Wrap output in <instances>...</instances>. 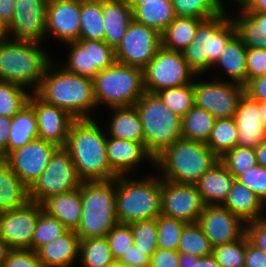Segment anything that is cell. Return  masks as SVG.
I'll use <instances>...</instances> for the list:
<instances>
[{
	"instance_id": "44dd1931",
	"label": "cell",
	"mask_w": 266,
	"mask_h": 267,
	"mask_svg": "<svg viewBox=\"0 0 266 267\" xmlns=\"http://www.w3.org/2000/svg\"><path fill=\"white\" fill-rule=\"evenodd\" d=\"M80 0H48L46 37L54 35L64 44L79 40Z\"/></svg>"
},
{
	"instance_id": "f546056e",
	"label": "cell",
	"mask_w": 266,
	"mask_h": 267,
	"mask_svg": "<svg viewBox=\"0 0 266 267\" xmlns=\"http://www.w3.org/2000/svg\"><path fill=\"white\" fill-rule=\"evenodd\" d=\"M109 137L140 142L144 145L143 126L135 105L113 107Z\"/></svg>"
},
{
	"instance_id": "4dcf8cb0",
	"label": "cell",
	"mask_w": 266,
	"mask_h": 267,
	"mask_svg": "<svg viewBox=\"0 0 266 267\" xmlns=\"http://www.w3.org/2000/svg\"><path fill=\"white\" fill-rule=\"evenodd\" d=\"M7 144V155L38 139V123L33 107L28 103L13 117Z\"/></svg>"
},
{
	"instance_id": "8fae6325",
	"label": "cell",
	"mask_w": 266,
	"mask_h": 267,
	"mask_svg": "<svg viewBox=\"0 0 266 267\" xmlns=\"http://www.w3.org/2000/svg\"><path fill=\"white\" fill-rule=\"evenodd\" d=\"M81 183L70 154L64 147H59L45 170L29 188V200L42 204L53 195L79 188Z\"/></svg>"
},
{
	"instance_id": "d4e9b609",
	"label": "cell",
	"mask_w": 266,
	"mask_h": 267,
	"mask_svg": "<svg viewBox=\"0 0 266 267\" xmlns=\"http://www.w3.org/2000/svg\"><path fill=\"white\" fill-rule=\"evenodd\" d=\"M234 181V176L219 160L195 185L205 205H223Z\"/></svg>"
},
{
	"instance_id": "2e32d148",
	"label": "cell",
	"mask_w": 266,
	"mask_h": 267,
	"mask_svg": "<svg viewBox=\"0 0 266 267\" xmlns=\"http://www.w3.org/2000/svg\"><path fill=\"white\" fill-rule=\"evenodd\" d=\"M43 206L29 201L25 206L0 212V237L10 249H30Z\"/></svg>"
},
{
	"instance_id": "4316f807",
	"label": "cell",
	"mask_w": 266,
	"mask_h": 267,
	"mask_svg": "<svg viewBox=\"0 0 266 267\" xmlns=\"http://www.w3.org/2000/svg\"><path fill=\"white\" fill-rule=\"evenodd\" d=\"M222 206L230 210L246 224L264 218L262 209L266 207V204L246 185L235 179Z\"/></svg>"
},
{
	"instance_id": "9a60e30c",
	"label": "cell",
	"mask_w": 266,
	"mask_h": 267,
	"mask_svg": "<svg viewBox=\"0 0 266 267\" xmlns=\"http://www.w3.org/2000/svg\"><path fill=\"white\" fill-rule=\"evenodd\" d=\"M66 44L71 49L67 64L62 67L71 73L93 79L116 61L114 48L105 41L79 39Z\"/></svg>"
},
{
	"instance_id": "4fadbf2b",
	"label": "cell",
	"mask_w": 266,
	"mask_h": 267,
	"mask_svg": "<svg viewBox=\"0 0 266 267\" xmlns=\"http://www.w3.org/2000/svg\"><path fill=\"white\" fill-rule=\"evenodd\" d=\"M195 106L207 110L216 119L233 118L245 86L231 81L194 82Z\"/></svg>"
},
{
	"instance_id": "11a10c76",
	"label": "cell",
	"mask_w": 266,
	"mask_h": 267,
	"mask_svg": "<svg viewBox=\"0 0 266 267\" xmlns=\"http://www.w3.org/2000/svg\"><path fill=\"white\" fill-rule=\"evenodd\" d=\"M149 267H179V252L158 248L150 258Z\"/></svg>"
},
{
	"instance_id": "e7e4bbea",
	"label": "cell",
	"mask_w": 266,
	"mask_h": 267,
	"mask_svg": "<svg viewBox=\"0 0 266 267\" xmlns=\"http://www.w3.org/2000/svg\"><path fill=\"white\" fill-rule=\"evenodd\" d=\"M179 267H197V256L179 253Z\"/></svg>"
},
{
	"instance_id": "5bb4252c",
	"label": "cell",
	"mask_w": 266,
	"mask_h": 267,
	"mask_svg": "<svg viewBox=\"0 0 266 267\" xmlns=\"http://www.w3.org/2000/svg\"><path fill=\"white\" fill-rule=\"evenodd\" d=\"M205 204L195 184L161 179V214L186 223H196Z\"/></svg>"
},
{
	"instance_id": "681fc988",
	"label": "cell",
	"mask_w": 266,
	"mask_h": 267,
	"mask_svg": "<svg viewBox=\"0 0 266 267\" xmlns=\"http://www.w3.org/2000/svg\"><path fill=\"white\" fill-rule=\"evenodd\" d=\"M230 18L235 25L236 32H252L266 36V12L240 11L237 18L232 16Z\"/></svg>"
},
{
	"instance_id": "7a4b0ae2",
	"label": "cell",
	"mask_w": 266,
	"mask_h": 267,
	"mask_svg": "<svg viewBox=\"0 0 266 267\" xmlns=\"http://www.w3.org/2000/svg\"><path fill=\"white\" fill-rule=\"evenodd\" d=\"M48 65L35 94L45 103L57 106L76 119H92L89 111L97 106L93 79Z\"/></svg>"
},
{
	"instance_id": "60d3db41",
	"label": "cell",
	"mask_w": 266,
	"mask_h": 267,
	"mask_svg": "<svg viewBox=\"0 0 266 267\" xmlns=\"http://www.w3.org/2000/svg\"><path fill=\"white\" fill-rule=\"evenodd\" d=\"M25 89L14 83L0 81V116L13 117L28 104L32 93Z\"/></svg>"
},
{
	"instance_id": "d590c367",
	"label": "cell",
	"mask_w": 266,
	"mask_h": 267,
	"mask_svg": "<svg viewBox=\"0 0 266 267\" xmlns=\"http://www.w3.org/2000/svg\"><path fill=\"white\" fill-rule=\"evenodd\" d=\"M102 0H80L79 39L104 41Z\"/></svg>"
},
{
	"instance_id": "1f68e13d",
	"label": "cell",
	"mask_w": 266,
	"mask_h": 267,
	"mask_svg": "<svg viewBox=\"0 0 266 267\" xmlns=\"http://www.w3.org/2000/svg\"><path fill=\"white\" fill-rule=\"evenodd\" d=\"M246 54L247 47L235 34L226 44L224 50L213 65H221L231 82L246 85ZM233 80V81H232Z\"/></svg>"
},
{
	"instance_id": "3957f363",
	"label": "cell",
	"mask_w": 266,
	"mask_h": 267,
	"mask_svg": "<svg viewBox=\"0 0 266 267\" xmlns=\"http://www.w3.org/2000/svg\"><path fill=\"white\" fill-rule=\"evenodd\" d=\"M219 160L206 143L180 138L155 157L154 164L163 172L161 179L195 184Z\"/></svg>"
},
{
	"instance_id": "11e5206c",
	"label": "cell",
	"mask_w": 266,
	"mask_h": 267,
	"mask_svg": "<svg viewBox=\"0 0 266 267\" xmlns=\"http://www.w3.org/2000/svg\"><path fill=\"white\" fill-rule=\"evenodd\" d=\"M0 30H7V27L0 20Z\"/></svg>"
},
{
	"instance_id": "c3c4849f",
	"label": "cell",
	"mask_w": 266,
	"mask_h": 267,
	"mask_svg": "<svg viewBox=\"0 0 266 267\" xmlns=\"http://www.w3.org/2000/svg\"><path fill=\"white\" fill-rule=\"evenodd\" d=\"M112 256L118 262L130 246L134 245L129 224L117 223L106 235Z\"/></svg>"
},
{
	"instance_id": "f35d334b",
	"label": "cell",
	"mask_w": 266,
	"mask_h": 267,
	"mask_svg": "<svg viewBox=\"0 0 266 267\" xmlns=\"http://www.w3.org/2000/svg\"><path fill=\"white\" fill-rule=\"evenodd\" d=\"M212 249L209 239L197 222L187 223L184 226L177 248L179 253L204 257L211 255Z\"/></svg>"
},
{
	"instance_id": "74e56055",
	"label": "cell",
	"mask_w": 266,
	"mask_h": 267,
	"mask_svg": "<svg viewBox=\"0 0 266 267\" xmlns=\"http://www.w3.org/2000/svg\"><path fill=\"white\" fill-rule=\"evenodd\" d=\"M238 129L234 118L216 119L206 145L220 159L237 146Z\"/></svg>"
},
{
	"instance_id": "f907efd6",
	"label": "cell",
	"mask_w": 266,
	"mask_h": 267,
	"mask_svg": "<svg viewBox=\"0 0 266 267\" xmlns=\"http://www.w3.org/2000/svg\"><path fill=\"white\" fill-rule=\"evenodd\" d=\"M246 185L254 194L260 197L266 204V168L256 165L236 178Z\"/></svg>"
},
{
	"instance_id": "f5cc1de1",
	"label": "cell",
	"mask_w": 266,
	"mask_h": 267,
	"mask_svg": "<svg viewBox=\"0 0 266 267\" xmlns=\"http://www.w3.org/2000/svg\"><path fill=\"white\" fill-rule=\"evenodd\" d=\"M2 267H43L37 252L30 249H11Z\"/></svg>"
},
{
	"instance_id": "ab89813d",
	"label": "cell",
	"mask_w": 266,
	"mask_h": 267,
	"mask_svg": "<svg viewBox=\"0 0 266 267\" xmlns=\"http://www.w3.org/2000/svg\"><path fill=\"white\" fill-rule=\"evenodd\" d=\"M176 16L207 19L224 10L220 0H171Z\"/></svg>"
},
{
	"instance_id": "a7ac6f4b",
	"label": "cell",
	"mask_w": 266,
	"mask_h": 267,
	"mask_svg": "<svg viewBox=\"0 0 266 267\" xmlns=\"http://www.w3.org/2000/svg\"><path fill=\"white\" fill-rule=\"evenodd\" d=\"M10 250H11L10 247L0 237V266H2L4 261L7 259Z\"/></svg>"
},
{
	"instance_id": "2644e50d",
	"label": "cell",
	"mask_w": 266,
	"mask_h": 267,
	"mask_svg": "<svg viewBox=\"0 0 266 267\" xmlns=\"http://www.w3.org/2000/svg\"><path fill=\"white\" fill-rule=\"evenodd\" d=\"M237 5H239V9L241 11H245L255 0H233ZM239 3V4H238Z\"/></svg>"
},
{
	"instance_id": "be15d7a7",
	"label": "cell",
	"mask_w": 266,
	"mask_h": 267,
	"mask_svg": "<svg viewBox=\"0 0 266 267\" xmlns=\"http://www.w3.org/2000/svg\"><path fill=\"white\" fill-rule=\"evenodd\" d=\"M255 152H256L257 165L266 168V140L261 142L255 148Z\"/></svg>"
},
{
	"instance_id": "34e18365",
	"label": "cell",
	"mask_w": 266,
	"mask_h": 267,
	"mask_svg": "<svg viewBox=\"0 0 266 267\" xmlns=\"http://www.w3.org/2000/svg\"><path fill=\"white\" fill-rule=\"evenodd\" d=\"M5 159H6V156H5L4 150L0 147V160H5Z\"/></svg>"
},
{
	"instance_id": "680465c9",
	"label": "cell",
	"mask_w": 266,
	"mask_h": 267,
	"mask_svg": "<svg viewBox=\"0 0 266 267\" xmlns=\"http://www.w3.org/2000/svg\"><path fill=\"white\" fill-rule=\"evenodd\" d=\"M245 93L258 102H266V74L250 80L245 85Z\"/></svg>"
},
{
	"instance_id": "30bf717a",
	"label": "cell",
	"mask_w": 266,
	"mask_h": 267,
	"mask_svg": "<svg viewBox=\"0 0 266 267\" xmlns=\"http://www.w3.org/2000/svg\"><path fill=\"white\" fill-rule=\"evenodd\" d=\"M196 72L187 64L182 52L160 47L143 69L144 88L150 93L193 83ZM193 79V80H192Z\"/></svg>"
},
{
	"instance_id": "6125c7cd",
	"label": "cell",
	"mask_w": 266,
	"mask_h": 267,
	"mask_svg": "<svg viewBox=\"0 0 266 267\" xmlns=\"http://www.w3.org/2000/svg\"><path fill=\"white\" fill-rule=\"evenodd\" d=\"M11 122L12 117L0 116V147L4 150L5 156H7V144Z\"/></svg>"
},
{
	"instance_id": "8c879c8a",
	"label": "cell",
	"mask_w": 266,
	"mask_h": 267,
	"mask_svg": "<svg viewBox=\"0 0 266 267\" xmlns=\"http://www.w3.org/2000/svg\"><path fill=\"white\" fill-rule=\"evenodd\" d=\"M124 1L129 5L131 10L134 11L139 5H142L146 1L150 0H124Z\"/></svg>"
},
{
	"instance_id": "db71d44e",
	"label": "cell",
	"mask_w": 266,
	"mask_h": 267,
	"mask_svg": "<svg viewBox=\"0 0 266 267\" xmlns=\"http://www.w3.org/2000/svg\"><path fill=\"white\" fill-rule=\"evenodd\" d=\"M245 234L251 244L266 253V217L246 223Z\"/></svg>"
},
{
	"instance_id": "e0dca14e",
	"label": "cell",
	"mask_w": 266,
	"mask_h": 267,
	"mask_svg": "<svg viewBox=\"0 0 266 267\" xmlns=\"http://www.w3.org/2000/svg\"><path fill=\"white\" fill-rule=\"evenodd\" d=\"M59 147L42 139H35L6 156L11 170L30 188L45 170Z\"/></svg>"
},
{
	"instance_id": "9f6ffc18",
	"label": "cell",
	"mask_w": 266,
	"mask_h": 267,
	"mask_svg": "<svg viewBox=\"0 0 266 267\" xmlns=\"http://www.w3.org/2000/svg\"><path fill=\"white\" fill-rule=\"evenodd\" d=\"M117 263L122 267H149L150 257L132 245Z\"/></svg>"
},
{
	"instance_id": "484cf974",
	"label": "cell",
	"mask_w": 266,
	"mask_h": 267,
	"mask_svg": "<svg viewBox=\"0 0 266 267\" xmlns=\"http://www.w3.org/2000/svg\"><path fill=\"white\" fill-rule=\"evenodd\" d=\"M104 41L114 49L133 21V11L124 0H102Z\"/></svg>"
},
{
	"instance_id": "ac0fdd59",
	"label": "cell",
	"mask_w": 266,
	"mask_h": 267,
	"mask_svg": "<svg viewBox=\"0 0 266 267\" xmlns=\"http://www.w3.org/2000/svg\"><path fill=\"white\" fill-rule=\"evenodd\" d=\"M47 2L48 0H15L7 37L12 31L13 40L41 43L46 38Z\"/></svg>"
},
{
	"instance_id": "9c48e42d",
	"label": "cell",
	"mask_w": 266,
	"mask_h": 267,
	"mask_svg": "<svg viewBox=\"0 0 266 267\" xmlns=\"http://www.w3.org/2000/svg\"><path fill=\"white\" fill-rule=\"evenodd\" d=\"M97 103L110 108L131 106L145 93L143 70L115 61L93 78Z\"/></svg>"
},
{
	"instance_id": "ba28073f",
	"label": "cell",
	"mask_w": 266,
	"mask_h": 267,
	"mask_svg": "<svg viewBox=\"0 0 266 267\" xmlns=\"http://www.w3.org/2000/svg\"><path fill=\"white\" fill-rule=\"evenodd\" d=\"M235 34V25L224 7L219 15L199 23L192 43L182 51L183 57L198 76L213 67Z\"/></svg>"
},
{
	"instance_id": "91938a15",
	"label": "cell",
	"mask_w": 266,
	"mask_h": 267,
	"mask_svg": "<svg viewBox=\"0 0 266 267\" xmlns=\"http://www.w3.org/2000/svg\"><path fill=\"white\" fill-rule=\"evenodd\" d=\"M247 48H266V36L252 32H236Z\"/></svg>"
},
{
	"instance_id": "d6a6232c",
	"label": "cell",
	"mask_w": 266,
	"mask_h": 267,
	"mask_svg": "<svg viewBox=\"0 0 266 267\" xmlns=\"http://www.w3.org/2000/svg\"><path fill=\"white\" fill-rule=\"evenodd\" d=\"M202 20L176 16L161 33V46L168 50L184 51L192 43L197 26Z\"/></svg>"
},
{
	"instance_id": "ee69618b",
	"label": "cell",
	"mask_w": 266,
	"mask_h": 267,
	"mask_svg": "<svg viewBox=\"0 0 266 267\" xmlns=\"http://www.w3.org/2000/svg\"><path fill=\"white\" fill-rule=\"evenodd\" d=\"M134 245L151 258L157 251V218L136 221L129 224Z\"/></svg>"
},
{
	"instance_id": "f1b7e54d",
	"label": "cell",
	"mask_w": 266,
	"mask_h": 267,
	"mask_svg": "<svg viewBox=\"0 0 266 267\" xmlns=\"http://www.w3.org/2000/svg\"><path fill=\"white\" fill-rule=\"evenodd\" d=\"M29 201V188L5 160H0V212L23 207Z\"/></svg>"
},
{
	"instance_id": "7dc6e473",
	"label": "cell",
	"mask_w": 266,
	"mask_h": 267,
	"mask_svg": "<svg viewBox=\"0 0 266 267\" xmlns=\"http://www.w3.org/2000/svg\"><path fill=\"white\" fill-rule=\"evenodd\" d=\"M246 245L247 236L244 234L235 242L214 247L212 255L221 267H245Z\"/></svg>"
},
{
	"instance_id": "ffe728a7",
	"label": "cell",
	"mask_w": 266,
	"mask_h": 267,
	"mask_svg": "<svg viewBox=\"0 0 266 267\" xmlns=\"http://www.w3.org/2000/svg\"><path fill=\"white\" fill-rule=\"evenodd\" d=\"M28 103L36 113L38 139L45 140L58 147H65L69 128L75 119L63 109L45 103L33 92Z\"/></svg>"
},
{
	"instance_id": "89a4df30",
	"label": "cell",
	"mask_w": 266,
	"mask_h": 267,
	"mask_svg": "<svg viewBox=\"0 0 266 267\" xmlns=\"http://www.w3.org/2000/svg\"><path fill=\"white\" fill-rule=\"evenodd\" d=\"M260 117L264 128L266 129V102H259Z\"/></svg>"
},
{
	"instance_id": "d6986e66",
	"label": "cell",
	"mask_w": 266,
	"mask_h": 267,
	"mask_svg": "<svg viewBox=\"0 0 266 267\" xmlns=\"http://www.w3.org/2000/svg\"><path fill=\"white\" fill-rule=\"evenodd\" d=\"M197 223L212 248L235 242L245 234V223L222 205H205Z\"/></svg>"
},
{
	"instance_id": "b9f144b4",
	"label": "cell",
	"mask_w": 266,
	"mask_h": 267,
	"mask_svg": "<svg viewBox=\"0 0 266 267\" xmlns=\"http://www.w3.org/2000/svg\"><path fill=\"white\" fill-rule=\"evenodd\" d=\"M67 231L68 229L56 217L42 210L31 240V250L36 252L40 247L59 238Z\"/></svg>"
},
{
	"instance_id": "277c9868",
	"label": "cell",
	"mask_w": 266,
	"mask_h": 267,
	"mask_svg": "<svg viewBox=\"0 0 266 267\" xmlns=\"http://www.w3.org/2000/svg\"><path fill=\"white\" fill-rule=\"evenodd\" d=\"M6 37L0 44V81L38 89L51 60L40 44Z\"/></svg>"
},
{
	"instance_id": "603a6c76",
	"label": "cell",
	"mask_w": 266,
	"mask_h": 267,
	"mask_svg": "<svg viewBox=\"0 0 266 267\" xmlns=\"http://www.w3.org/2000/svg\"><path fill=\"white\" fill-rule=\"evenodd\" d=\"M107 160L112 171L117 176H127L140 162L150 159L154 163V157L140 142L107 137L106 142Z\"/></svg>"
},
{
	"instance_id": "2a66077c",
	"label": "cell",
	"mask_w": 266,
	"mask_h": 267,
	"mask_svg": "<svg viewBox=\"0 0 266 267\" xmlns=\"http://www.w3.org/2000/svg\"><path fill=\"white\" fill-rule=\"evenodd\" d=\"M109 267H121V265L116 262L114 265L109 266Z\"/></svg>"
},
{
	"instance_id": "7402d4cb",
	"label": "cell",
	"mask_w": 266,
	"mask_h": 267,
	"mask_svg": "<svg viewBox=\"0 0 266 267\" xmlns=\"http://www.w3.org/2000/svg\"><path fill=\"white\" fill-rule=\"evenodd\" d=\"M260 113L259 102L244 92L233 117L238 129L237 146L256 148L266 140Z\"/></svg>"
},
{
	"instance_id": "8992f818",
	"label": "cell",
	"mask_w": 266,
	"mask_h": 267,
	"mask_svg": "<svg viewBox=\"0 0 266 267\" xmlns=\"http://www.w3.org/2000/svg\"><path fill=\"white\" fill-rule=\"evenodd\" d=\"M115 195L118 223L154 219L161 214V177L133 180L117 176Z\"/></svg>"
},
{
	"instance_id": "e575fe53",
	"label": "cell",
	"mask_w": 266,
	"mask_h": 267,
	"mask_svg": "<svg viewBox=\"0 0 266 267\" xmlns=\"http://www.w3.org/2000/svg\"><path fill=\"white\" fill-rule=\"evenodd\" d=\"M216 118L207 110L193 106L181 121V136L184 139L207 143Z\"/></svg>"
},
{
	"instance_id": "52a82bcc",
	"label": "cell",
	"mask_w": 266,
	"mask_h": 267,
	"mask_svg": "<svg viewBox=\"0 0 266 267\" xmlns=\"http://www.w3.org/2000/svg\"><path fill=\"white\" fill-rule=\"evenodd\" d=\"M143 126L144 146L155 158L182 138V118L173 113L157 93H145L134 104Z\"/></svg>"
},
{
	"instance_id": "cb8c5ba5",
	"label": "cell",
	"mask_w": 266,
	"mask_h": 267,
	"mask_svg": "<svg viewBox=\"0 0 266 267\" xmlns=\"http://www.w3.org/2000/svg\"><path fill=\"white\" fill-rule=\"evenodd\" d=\"M79 246V235L74 230H68L36 252L43 267H71L79 258Z\"/></svg>"
},
{
	"instance_id": "836d02e7",
	"label": "cell",
	"mask_w": 266,
	"mask_h": 267,
	"mask_svg": "<svg viewBox=\"0 0 266 267\" xmlns=\"http://www.w3.org/2000/svg\"><path fill=\"white\" fill-rule=\"evenodd\" d=\"M171 0H150L133 11L136 22L156 29L160 34L175 19Z\"/></svg>"
},
{
	"instance_id": "6f0895ef",
	"label": "cell",
	"mask_w": 266,
	"mask_h": 267,
	"mask_svg": "<svg viewBox=\"0 0 266 267\" xmlns=\"http://www.w3.org/2000/svg\"><path fill=\"white\" fill-rule=\"evenodd\" d=\"M245 267H266V253L251 244L247 238Z\"/></svg>"
},
{
	"instance_id": "7bdbcfd3",
	"label": "cell",
	"mask_w": 266,
	"mask_h": 267,
	"mask_svg": "<svg viewBox=\"0 0 266 267\" xmlns=\"http://www.w3.org/2000/svg\"><path fill=\"white\" fill-rule=\"evenodd\" d=\"M157 94L167 107L181 118L195 105L193 83L163 89Z\"/></svg>"
},
{
	"instance_id": "94428289",
	"label": "cell",
	"mask_w": 266,
	"mask_h": 267,
	"mask_svg": "<svg viewBox=\"0 0 266 267\" xmlns=\"http://www.w3.org/2000/svg\"><path fill=\"white\" fill-rule=\"evenodd\" d=\"M15 0H0V20L8 27L12 22Z\"/></svg>"
},
{
	"instance_id": "8d00e7d4",
	"label": "cell",
	"mask_w": 266,
	"mask_h": 267,
	"mask_svg": "<svg viewBox=\"0 0 266 267\" xmlns=\"http://www.w3.org/2000/svg\"><path fill=\"white\" fill-rule=\"evenodd\" d=\"M79 259L84 267H109L116 263L106 236L80 239Z\"/></svg>"
},
{
	"instance_id": "6da1fadb",
	"label": "cell",
	"mask_w": 266,
	"mask_h": 267,
	"mask_svg": "<svg viewBox=\"0 0 266 267\" xmlns=\"http://www.w3.org/2000/svg\"><path fill=\"white\" fill-rule=\"evenodd\" d=\"M93 119H76L69 128L65 149L70 154L82 181L111 180L106 154L107 136Z\"/></svg>"
},
{
	"instance_id": "bcb514c9",
	"label": "cell",
	"mask_w": 266,
	"mask_h": 267,
	"mask_svg": "<svg viewBox=\"0 0 266 267\" xmlns=\"http://www.w3.org/2000/svg\"><path fill=\"white\" fill-rule=\"evenodd\" d=\"M220 161L236 179L257 165L255 148L235 146L220 158Z\"/></svg>"
},
{
	"instance_id": "f6af8a7d",
	"label": "cell",
	"mask_w": 266,
	"mask_h": 267,
	"mask_svg": "<svg viewBox=\"0 0 266 267\" xmlns=\"http://www.w3.org/2000/svg\"><path fill=\"white\" fill-rule=\"evenodd\" d=\"M187 223L160 214L157 217V245L160 249L176 250L182 230Z\"/></svg>"
},
{
	"instance_id": "7c38bea8",
	"label": "cell",
	"mask_w": 266,
	"mask_h": 267,
	"mask_svg": "<svg viewBox=\"0 0 266 267\" xmlns=\"http://www.w3.org/2000/svg\"><path fill=\"white\" fill-rule=\"evenodd\" d=\"M160 47L161 34L133 19L121 42L114 49L115 59L119 63L143 70Z\"/></svg>"
},
{
	"instance_id": "816d5d0a",
	"label": "cell",
	"mask_w": 266,
	"mask_h": 267,
	"mask_svg": "<svg viewBox=\"0 0 266 267\" xmlns=\"http://www.w3.org/2000/svg\"><path fill=\"white\" fill-rule=\"evenodd\" d=\"M266 74V48H247L246 84Z\"/></svg>"
},
{
	"instance_id": "83f0119b",
	"label": "cell",
	"mask_w": 266,
	"mask_h": 267,
	"mask_svg": "<svg viewBox=\"0 0 266 267\" xmlns=\"http://www.w3.org/2000/svg\"><path fill=\"white\" fill-rule=\"evenodd\" d=\"M43 210L56 217L68 230L76 231L82 214L80 189L60 193L47 198Z\"/></svg>"
},
{
	"instance_id": "003e7915",
	"label": "cell",
	"mask_w": 266,
	"mask_h": 267,
	"mask_svg": "<svg viewBox=\"0 0 266 267\" xmlns=\"http://www.w3.org/2000/svg\"><path fill=\"white\" fill-rule=\"evenodd\" d=\"M245 11L266 12V0H255Z\"/></svg>"
},
{
	"instance_id": "03108f58",
	"label": "cell",
	"mask_w": 266,
	"mask_h": 267,
	"mask_svg": "<svg viewBox=\"0 0 266 267\" xmlns=\"http://www.w3.org/2000/svg\"><path fill=\"white\" fill-rule=\"evenodd\" d=\"M197 267H221L214 256L197 257Z\"/></svg>"
},
{
	"instance_id": "753ad0ef",
	"label": "cell",
	"mask_w": 266,
	"mask_h": 267,
	"mask_svg": "<svg viewBox=\"0 0 266 267\" xmlns=\"http://www.w3.org/2000/svg\"><path fill=\"white\" fill-rule=\"evenodd\" d=\"M7 37V30H0V44L4 41Z\"/></svg>"
},
{
	"instance_id": "5b68a950",
	"label": "cell",
	"mask_w": 266,
	"mask_h": 267,
	"mask_svg": "<svg viewBox=\"0 0 266 267\" xmlns=\"http://www.w3.org/2000/svg\"><path fill=\"white\" fill-rule=\"evenodd\" d=\"M115 186L116 178L82 181L79 187L82 214L75 231L80 239L106 236L118 223Z\"/></svg>"
}]
</instances>
